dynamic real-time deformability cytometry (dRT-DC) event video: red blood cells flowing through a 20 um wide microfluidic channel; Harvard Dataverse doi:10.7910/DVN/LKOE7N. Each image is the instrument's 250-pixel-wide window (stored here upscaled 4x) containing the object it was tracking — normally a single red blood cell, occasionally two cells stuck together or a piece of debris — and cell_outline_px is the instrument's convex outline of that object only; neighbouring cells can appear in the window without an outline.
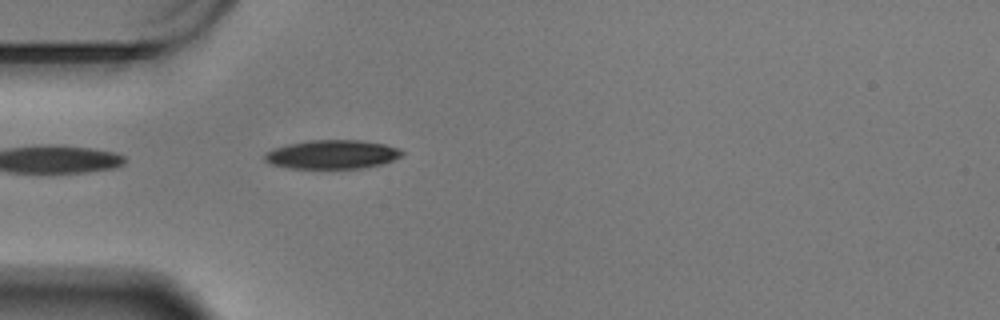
{"species": "Egyptian fruit bat (a non-hibernating species)", "species_latin": "Rousettus aegyptiacus", "temperature_condition": "warm", "stored_images_in_passage": 18, "camera_frame_rate_fps": 3000, "um_per_image_px": 0.085, "animal": {"sex": "male"}, "frame": {"image": 1, "passage_image": 1, "time_ms": 0.0, "image_size_px": [1000, 320], "cell_outline_px": [[404, 152], [400, 156], [384, 164], [364, 168], [288, 168], [272, 164], [264, 160], [264, 152], [288, 144], [308, 140], [360, 140], [384, 144], [400, 148]], "centroid_in_image_um": [28.25, 13.12], "position_along_channel_um": 56.8, "area_um2": 23.12}}
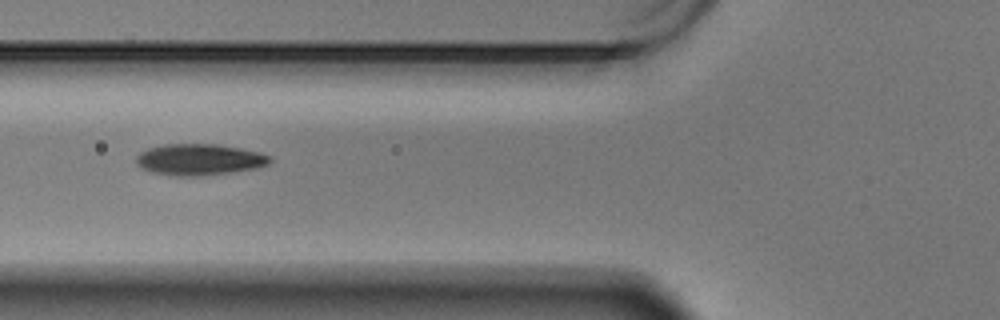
{"frame": {"image": 2, "passage_image": 6, "time_ms": 1.667, "image_size_px": [1000, 320], "cell_outline_px": [[272, 160], [268, 164], [252, 168], [228, 172], [192, 176], [176, 176], [152, 172], [140, 168], [136, 164], [136, 156], [140, 152], [148, 148], [164, 144], [216, 144], [240, 148], [260, 152], [272, 156]], "centroid_in_image_um": [16.9, 13.55], "position_along_channel_um": 108.9, "area_um2": 24.22}}